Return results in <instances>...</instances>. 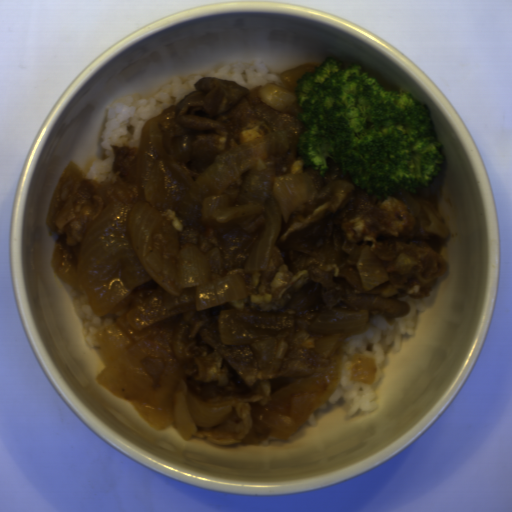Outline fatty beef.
<instances>
[{"instance_id":"obj_3","label":"fatty beef","mask_w":512,"mask_h":512,"mask_svg":"<svg viewBox=\"0 0 512 512\" xmlns=\"http://www.w3.org/2000/svg\"><path fill=\"white\" fill-rule=\"evenodd\" d=\"M442 183L440 178L437 176L435 179L431 181V183L427 187H423L419 191L416 192L415 195H412L415 199H421L424 202L428 203L439 215V203H440V195H441Z\"/></svg>"},{"instance_id":"obj_4","label":"fatty beef","mask_w":512,"mask_h":512,"mask_svg":"<svg viewBox=\"0 0 512 512\" xmlns=\"http://www.w3.org/2000/svg\"><path fill=\"white\" fill-rule=\"evenodd\" d=\"M377 378V367L375 360L371 357L369 359H362L357 363L354 369V379L356 381L373 383Z\"/></svg>"},{"instance_id":"obj_1","label":"fatty beef","mask_w":512,"mask_h":512,"mask_svg":"<svg viewBox=\"0 0 512 512\" xmlns=\"http://www.w3.org/2000/svg\"><path fill=\"white\" fill-rule=\"evenodd\" d=\"M319 67L286 69L277 75L286 87L249 89L203 78L194 92L144 123L137 147H112L115 183L88 180L87 171L72 162L52 188L46 221L57 237L51 264L64 283L59 270L68 263L77 267L89 224L109 203L144 202L151 176L157 178L152 204L177 227L181 244L204 255L212 281L241 280L243 300L188 310L139 332L175 357L186 386L206 407H231L219 423L196 426L192 434L217 445L258 446L271 432L259 412L272 392L293 382L323 376L325 392L318 404L329 399L348 338L331 355H319L320 336L308 328L321 312L366 311L368 320L380 316L391 322L410 309L402 296H430L447 273L442 237L423 230L400 196L364 193L330 157L323 176L304 167L299 139L306 126L298 120L296 85ZM280 130L287 134L288 150L274 157V176L310 173L319 195L283 223L267 268L246 274L243 264L258 234L236 224L206 223L200 205L179 214L188 187L169 162L182 165L194 181L218 154ZM365 245L383 261L389 277L368 290L355 265ZM226 310L243 327L276 340L269 363L257 360L249 346L222 344L218 314Z\"/></svg>"},{"instance_id":"obj_2","label":"fatty beef","mask_w":512,"mask_h":512,"mask_svg":"<svg viewBox=\"0 0 512 512\" xmlns=\"http://www.w3.org/2000/svg\"><path fill=\"white\" fill-rule=\"evenodd\" d=\"M158 289L157 284L150 278L135 287L105 313L119 318L124 312L140 306L147 297Z\"/></svg>"}]
</instances>
